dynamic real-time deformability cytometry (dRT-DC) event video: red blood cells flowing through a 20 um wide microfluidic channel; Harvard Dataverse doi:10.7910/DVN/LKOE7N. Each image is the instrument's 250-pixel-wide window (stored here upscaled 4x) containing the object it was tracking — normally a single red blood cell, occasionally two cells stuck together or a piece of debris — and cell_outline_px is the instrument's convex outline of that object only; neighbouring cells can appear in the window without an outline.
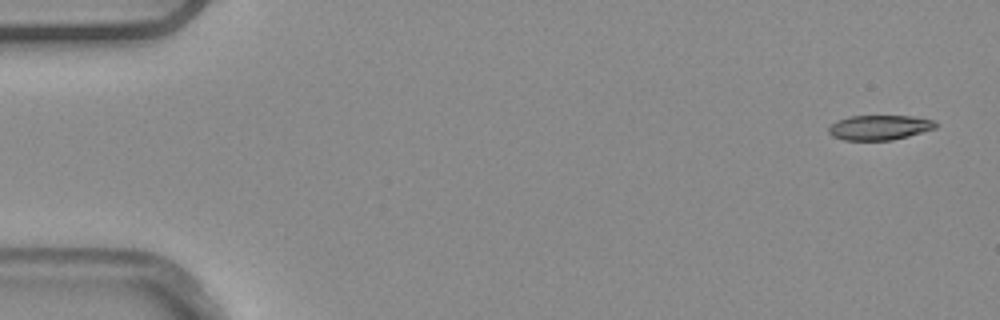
{"species": "common noctule bat (a hibernating species)", "species_latin": "Nyctalus noctula", "temperature_condition": "warm", "stored_images_in_passage": 4, "camera_frame_rate_fps": 3000, "um_per_image_px": 0.085, "animal": {"sex": "male", "body_mass_g": 20.4}, "frame": {"image": 1, "passage_image": 1, "time_ms": 0.0, "image_size_px": [1000, 320], "cell_outline_px": [[940, 124], [936, 128], [908, 136], [892, 140], [844, 140], [832, 136], [828, 132], [828, 128], [836, 120], [848, 116], [912, 116], [936, 120]], "centroid_in_image_um": [74.78, 10.83], "position_along_channel_um": 10.2, "area_um2": 15.66}}
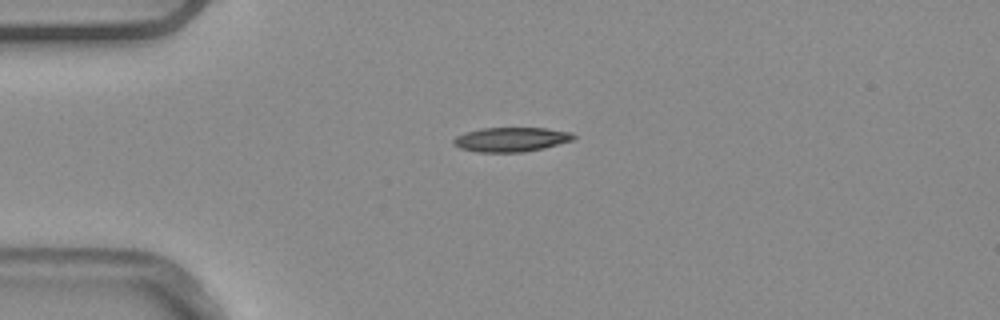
{"frame": {"image": 2, "passage_image": 4, "time_ms": 1.0, "image_size_px": [1000, 320], "cell_outline_px": [[576, 136], [572, 140], [544, 148], [524, 152], [476, 152], [460, 148], [452, 144], [452, 140], [456, 136], [464, 132], [480, 128], [548, 128], [572, 132]], "centroid_in_image_um": [43.42, 11.85], "position_along_channel_um": 41.6, "area_um2": 17.22}}